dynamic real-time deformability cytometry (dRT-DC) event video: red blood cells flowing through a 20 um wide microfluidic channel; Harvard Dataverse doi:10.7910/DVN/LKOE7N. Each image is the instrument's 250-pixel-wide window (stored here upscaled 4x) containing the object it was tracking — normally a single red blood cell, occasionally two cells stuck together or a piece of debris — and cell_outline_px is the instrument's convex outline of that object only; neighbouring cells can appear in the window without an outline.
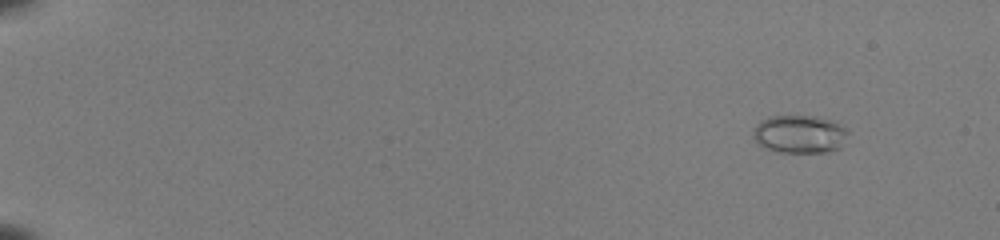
{"species": "common noctule bat (a hibernating species)", "species_latin": "Nyctalus noctula", "temperature_condition": "room temperature", "stored_images_in_passage": 49, "camera_frame_rate_fps": 3000, "um_per_image_px": 0.085, "animal": {"sex": "female", "body_mass_g": 22.0, "forearm_length_mm": 56.7}, "frame": {"image": 1, "passage_image": 1, "time_ms": 0.0, "image_size_px": [1000, 240], "cell_outline_px": [[848, 132], [840, 148], [828, 152], [780, 152], [756, 144], [756, 124], [760, 120], [772, 116], [816, 116], [828, 120], [848, 128]], "centroid_in_image_um": [68.0, 11.4], "position_along_channel_um": 17.0, "area_um2": 20.69}}
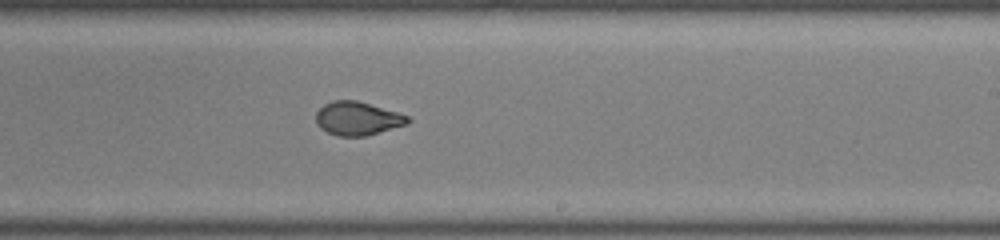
{"frame": {"image": 2, "passage_image": 31, "time_ms": 10.0, "image_size_px": [1000, 240], "cell_outline_px": [[412, 120], [408, 124], [364, 136], [340, 136], [328, 132], [320, 128], [316, 124], [316, 112], [324, 104], [332, 100], [356, 100], [396, 112], [408, 116]], "centroid_in_image_um": [30.37, 10.07], "position_along_channel_um": 258.6, "area_um2": 17.8}}
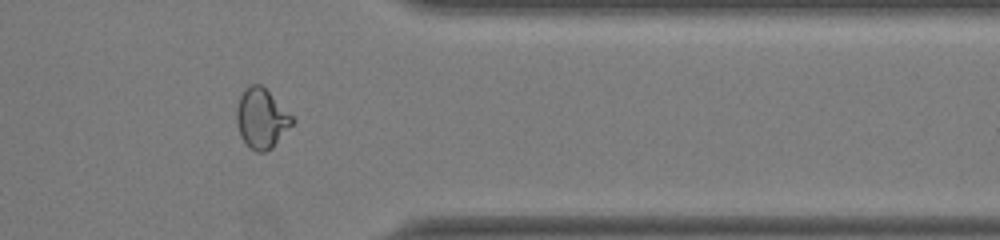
{"frame": {"image": 3, "passage_image": 41, "time_ms": 13.333, "image_size_px": [1000, 240], "cell_outline_px": [[296, 120], [272, 148], [264, 152], [256, 152], [240, 136], [236, 120], [236, 108], [240, 96], [244, 88], [252, 84], [260, 84]], "centroid_in_image_um": [22.21, 10.07], "position_along_channel_um": 389.2, "area_um2": 19.07}}